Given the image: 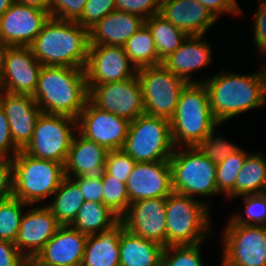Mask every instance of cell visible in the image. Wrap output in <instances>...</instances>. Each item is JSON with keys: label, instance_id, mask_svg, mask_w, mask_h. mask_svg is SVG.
I'll return each instance as SVG.
<instances>
[{"label": "cell", "instance_id": "cell-1", "mask_svg": "<svg viewBox=\"0 0 266 266\" xmlns=\"http://www.w3.org/2000/svg\"><path fill=\"white\" fill-rule=\"evenodd\" d=\"M207 89L214 118L220 123L248 110L266 104V69L240 75L220 71L212 78L201 80Z\"/></svg>", "mask_w": 266, "mask_h": 266}, {"label": "cell", "instance_id": "cell-2", "mask_svg": "<svg viewBox=\"0 0 266 266\" xmlns=\"http://www.w3.org/2000/svg\"><path fill=\"white\" fill-rule=\"evenodd\" d=\"M32 97L43 113L77 119L89 98L84 69L42 66Z\"/></svg>", "mask_w": 266, "mask_h": 266}, {"label": "cell", "instance_id": "cell-3", "mask_svg": "<svg viewBox=\"0 0 266 266\" xmlns=\"http://www.w3.org/2000/svg\"><path fill=\"white\" fill-rule=\"evenodd\" d=\"M30 47L42 66L84 69L88 56L89 31L76 21L50 17Z\"/></svg>", "mask_w": 266, "mask_h": 266}, {"label": "cell", "instance_id": "cell-4", "mask_svg": "<svg viewBox=\"0 0 266 266\" xmlns=\"http://www.w3.org/2000/svg\"><path fill=\"white\" fill-rule=\"evenodd\" d=\"M219 124L213 116L204 84L188 83L181 91L176 111L170 119L174 146H198Z\"/></svg>", "mask_w": 266, "mask_h": 266}, {"label": "cell", "instance_id": "cell-5", "mask_svg": "<svg viewBox=\"0 0 266 266\" xmlns=\"http://www.w3.org/2000/svg\"><path fill=\"white\" fill-rule=\"evenodd\" d=\"M12 167L13 196L28 205L52 196L65 177L63 164L35 158L23 150L12 159Z\"/></svg>", "mask_w": 266, "mask_h": 266}, {"label": "cell", "instance_id": "cell-6", "mask_svg": "<svg viewBox=\"0 0 266 266\" xmlns=\"http://www.w3.org/2000/svg\"><path fill=\"white\" fill-rule=\"evenodd\" d=\"M194 197L172 192L166 201V246L203 243L209 235V209Z\"/></svg>", "mask_w": 266, "mask_h": 266}, {"label": "cell", "instance_id": "cell-7", "mask_svg": "<svg viewBox=\"0 0 266 266\" xmlns=\"http://www.w3.org/2000/svg\"><path fill=\"white\" fill-rule=\"evenodd\" d=\"M174 149L170 120L144 113L130 121L122 150L135 162L169 161Z\"/></svg>", "mask_w": 266, "mask_h": 266}, {"label": "cell", "instance_id": "cell-8", "mask_svg": "<svg viewBox=\"0 0 266 266\" xmlns=\"http://www.w3.org/2000/svg\"><path fill=\"white\" fill-rule=\"evenodd\" d=\"M184 148L182 151L175 147L169 160L173 192L189 197L195 194L208 197L220 193L216 183V163L197 146Z\"/></svg>", "mask_w": 266, "mask_h": 266}, {"label": "cell", "instance_id": "cell-9", "mask_svg": "<svg viewBox=\"0 0 266 266\" xmlns=\"http://www.w3.org/2000/svg\"><path fill=\"white\" fill-rule=\"evenodd\" d=\"M145 114L170 120L178 105L181 91L188 84L164 65L137 69Z\"/></svg>", "mask_w": 266, "mask_h": 266}, {"label": "cell", "instance_id": "cell-10", "mask_svg": "<svg viewBox=\"0 0 266 266\" xmlns=\"http://www.w3.org/2000/svg\"><path fill=\"white\" fill-rule=\"evenodd\" d=\"M77 119L69 116L43 113L38 116L31 141L23 151L35 158L65 165Z\"/></svg>", "mask_w": 266, "mask_h": 266}, {"label": "cell", "instance_id": "cell-11", "mask_svg": "<svg viewBox=\"0 0 266 266\" xmlns=\"http://www.w3.org/2000/svg\"><path fill=\"white\" fill-rule=\"evenodd\" d=\"M224 229L221 266H266V226L235 224Z\"/></svg>", "mask_w": 266, "mask_h": 266}, {"label": "cell", "instance_id": "cell-12", "mask_svg": "<svg viewBox=\"0 0 266 266\" xmlns=\"http://www.w3.org/2000/svg\"><path fill=\"white\" fill-rule=\"evenodd\" d=\"M89 100L99 109L133 121L144 114L141 85L137 74L129 79L103 84H87Z\"/></svg>", "mask_w": 266, "mask_h": 266}, {"label": "cell", "instance_id": "cell-13", "mask_svg": "<svg viewBox=\"0 0 266 266\" xmlns=\"http://www.w3.org/2000/svg\"><path fill=\"white\" fill-rule=\"evenodd\" d=\"M130 121L97 108L89 99L77 118V131L108 151L122 149Z\"/></svg>", "mask_w": 266, "mask_h": 266}, {"label": "cell", "instance_id": "cell-14", "mask_svg": "<svg viewBox=\"0 0 266 266\" xmlns=\"http://www.w3.org/2000/svg\"><path fill=\"white\" fill-rule=\"evenodd\" d=\"M84 71L87 84L123 81L137 74L124 47L115 45H89Z\"/></svg>", "mask_w": 266, "mask_h": 266}, {"label": "cell", "instance_id": "cell-15", "mask_svg": "<svg viewBox=\"0 0 266 266\" xmlns=\"http://www.w3.org/2000/svg\"><path fill=\"white\" fill-rule=\"evenodd\" d=\"M41 67L30 46H8L4 54L0 91L33 95Z\"/></svg>", "mask_w": 266, "mask_h": 266}, {"label": "cell", "instance_id": "cell-16", "mask_svg": "<svg viewBox=\"0 0 266 266\" xmlns=\"http://www.w3.org/2000/svg\"><path fill=\"white\" fill-rule=\"evenodd\" d=\"M49 18V11L14 2L0 16V40L7 46H30Z\"/></svg>", "mask_w": 266, "mask_h": 266}, {"label": "cell", "instance_id": "cell-17", "mask_svg": "<svg viewBox=\"0 0 266 266\" xmlns=\"http://www.w3.org/2000/svg\"><path fill=\"white\" fill-rule=\"evenodd\" d=\"M166 201L152 198L132 202L120 220L135 235L166 247Z\"/></svg>", "mask_w": 266, "mask_h": 266}, {"label": "cell", "instance_id": "cell-18", "mask_svg": "<svg viewBox=\"0 0 266 266\" xmlns=\"http://www.w3.org/2000/svg\"><path fill=\"white\" fill-rule=\"evenodd\" d=\"M126 186L130 203L167 198L173 192L170 162H136Z\"/></svg>", "mask_w": 266, "mask_h": 266}, {"label": "cell", "instance_id": "cell-19", "mask_svg": "<svg viewBox=\"0 0 266 266\" xmlns=\"http://www.w3.org/2000/svg\"><path fill=\"white\" fill-rule=\"evenodd\" d=\"M0 107L9 122L14 144L23 150L31 141L41 110L32 95L0 91Z\"/></svg>", "mask_w": 266, "mask_h": 266}, {"label": "cell", "instance_id": "cell-20", "mask_svg": "<svg viewBox=\"0 0 266 266\" xmlns=\"http://www.w3.org/2000/svg\"><path fill=\"white\" fill-rule=\"evenodd\" d=\"M61 225L45 205L23 214L15 245L23 256L37 255Z\"/></svg>", "mask_w": 266, "mask_h": 266}, {"label": "cell", "instance_id": "cell-21", "mask_svg": "<svg viewBox=\"0 0 266 266\" xmlns=\"http://www.w3.org/2000/svg\"><path fill=\"white\" fill-rule=\"evenodd\" d=\"M108 150L100 144L89 140L79 133L73 137L64 165L66 177L83 176L91 179H102Z\"/></svg>", "mask_w": 266, "mask_h": 266}, {"label": "cell", "instance_id": "cell-22", "mask_svg": "<svg viewBox=\"0 0 266 266\" xmlns=\"http://www.w3.org/2000/svg\"><path fill=\"white\" fill-rule=\"evenodd\" d=\"M175 27L190 35H205L217 19L196 0H161L160 13Z\"/></svg>", "mask_w": 266, "mask_h": 266}, {"label": "cell", "instance_id": "cell-23", "mask_svg": "<svg viewBox=\"0 0 266 266\" xmlns=\"http://www.w3.org/2000/svg\"><path fill=\"white\" fill-rule=\"evenodd\" d=\"M88 235L61 225L37 254L53 266H81Z\"/></svg>", "mask_w": 266, "mask_h": 266}, {"label": "cell", "instance_id": "cell-24", "mask_svg": "<svg viewBox=\"0 0 266 266\" xmlns=\"http://www.w3.org/2000/svg\"><path fill=\"white\" fill-rule=\"evenodd\" d=\"M203 37L204 35L188 36L176 51L162 61V65L187 83H200L192 80L189 74L212 62V49L206 41H202Z\"/></svg>", "mask_w": 266, "mask_h": 266}, {"label": "cell", "instance_id": "cell-25", "mask_svg": "<svg viewBox=\"0 0 266 266\" xmlns=\"http://www.w3.org/2000/svg\"><path fill=\"white\" fill-rule=\"evenodd\" d=\"M144 24L138 15L114 10L89 30V45L123 46Z\"/></svg>", "mask_w": 266, "mask_h": 266}, {"label": "cell", "instance_id": "cell-26", "mask_svg": "<svg viewBox=\"0 0 266 266\" xmlns=\"http://www.w3.org/2000/svg\"><path fill=\"white\" fill-rule=\"evenodd\" d=\"M124 223L88 235L81 266H120L119 241Z\"/></svg>", "mask_w": 266, "mask_h": 266}, {"label": "cell", "instance_id": "cell-27", "mask_svg": "<svg viewBox=\"0 0 266 266\" xmlns=\"http://www.w3.org/2000/svg\"><path fill=\"white\" fill-rule=\"evenodd\" d=\"M164 248L124 227L119 241L120 266H160Z\"/></svg>", "mask_w": 266, "mask_h": 266}, {"label": "cell", "instance_id": "cell-28", "mask_svg": "<svg viewBox=\"0 0 266 266\" xmlns=\"http://www.w3.org/2000/svg\"><path fill=\"white\" fill-rule=\"evenodd\" d=\"M262 193H266V159L261 153L249 154L236 177L234 188L226 196Z\"/></svg>", "mask_w": 266, "mask_h": 266}, {"label": "cell", "instance_id": "cell-29", "mask_svg": "<svg viewBox=\"0 0 266 266\" xmlns=\"http://www.w3.org/2000/svg\"><path fill=\"white\" fill-rule=\"evenodd\" d=\"M53 195L47 207L60 225L69 226L85 202L82 192L71 178L65 176Z\"/></svg>", "mask_w": 266, "mask_h": 266}, {"label": "cell", "instance_id": "cell-30", "mask_svg": "<svg viewBox=\"0 0 266 266\" xmlns=\"http://www.w3.org/2000/svg\"><path fill=\"white\" fill-rule=\"evenodd\" d=\"M119 221L120 217L103 203L85 201L69 226L86 235H92L110 229Z\"/></svg>", "mask_w": 266, "mask_h": 266}, {"label": "cell", "instance_id": "cell-31", "mask_svg": "<svg viewBox=\"0 0 266 266\" xmlns=\"http://www.w3.org/2000/svg\"><path fill=\"white\" fill-rule=\"evenodd\" d=\"M145 25L152 34L157 55L161 61L176 51L188 37L184 31L175 27L160 14L145 20Z\"/></svg>", "mask_w": 266, "mask_h": 266}, {"label": "cell", "instance_id": "cell-32", "mask_svg": "<svg viewBox=\"0 0 266 266\" xmlns=\"http://www.w3.org/2000/svg\"><path fill=\"white\" fill-rule=\"evenodd\" d=\"M123 47L136 69L162 64L152 34L145 24L126 41Z\"/></svg>", "mask_w": 266, "mask_h": 266}, {"label": "cell", "instance_id": "cell-33", "mask_svg": "<svg viewBox=\"0 0 266 266\" xmlns=\"http://www.w3.org/2000/svg\"><path fill=\"white\" fill-rule=\"evenodd\" d=\"M28 206L25 202L12 196L0 201V240L15 243L21 219L23 208Z\"/></svg>", "mask_w": 266, "mask_h": 266}, {"label": "cell", "instance_id": "cell-34", "mask_svg": "<svg viewBox=\"0 0 266 266\" xmlns=\"http://www.w3.org/2000/svg\"><path fill=\"white\" fill-rule=\"evenodd\" d=\"M249 154L239 148L228 158L216 164L217 190L227 195L235 185L236 177Z\"/></svg>", "mask_w": 266, "mask_h": 266}, {"label": "cell", "instance_id": "cell-35", "mask_svg": "<svg viewBox=\"0 0 266 266\" xmlns=\"http://www.w3.org/2000/svg\"><path fill=\"white\" fill-rule=\"evenodd\" d=\"M102 184L103 204L121 218L127 212L130 204L126 183L105 171Z\"/></svg>", "mask_w": 266, "mask_h": 266}, {"label": "cell", "instance_id": "cell-36", "mask_svg": "<svg viewBox=\"0 0 266 266\" xmlns=\"http://www.w3.org/2000/svg\"><path fill=\"white\" fill-rule=\"evenodd\" d=\"M201 244L166 246L160 266H203L200 254Z\"/></svg>", "mask_w": 266, "mask_h": 266}, {"label": "cell", "instance_id": "cell-37", "mask_svg": "<svg viewBox=\"0 0 266 266\" xmlns=\"http://www.w3.org/2000/svg\"><path fill=\"white\" fill-rule=\"evenodd\" d=\"M244 204V215H236L231 218L235 224L244 225H255V226H266V193L243 195Z\"/></svg>", "mask_w": 266, "mask_h": 266}, {"label": "cell", "instance_id": "cell-38", "mask_svg": "<svg viewBox=\"0 0 266 266\" xmlns=\"http://www.w3.org/2000/svg\"><path fill=\"white\" fill-rule=\"evenodd\" d=\"M214 132L215 131L209 134L197 147L207 158L218 164L228 158L240 147L227 142L224 140L225 138L220 135H217L218 137L214 136Z\"/></svg>", "mask_w": 266, "mask_h": 266}, {"label": "cell", "instance_id": "cell-39", "mask_svg": "<svg viewBox=\"0 0 266 266\" xmlns=\"http://www.w3.org/2000/svg\"><path fill=\"white\" fill-rule=\"evenodd\" d=\"M116 0H88L84 6L82 15L76 20L88 31L102 18L116 10Z\"/></svg>", "mask_w": 266, "mask_h": 266}, {"label": "cell", "instance_id": "cell-40", "mask_svg": "<svg viewBox=\"0 0 266 266\" xmlns=\"http://www.w3.org/2000/svg\"><path fill=\"white\" fill-rule=\"evenodd\" d=\"M136 162L122 149L110 150L107 154L105 170L114 178L127 183Z\"/></svg>", "mask_w": 266, "mask_h": 266}, {"label": "cell", "instance_id": "cell-41", "mask_svg": "<svg viewBox=\"0 0 266 266\" xmlns=\"http://www.w3.org/2000/svg\"><path fill=\"white\" fill-rule=\"evenodd\" d=\"M116 10L138 15L143 19L160 13L161 0H116Z\"/></svg>", "mask_w": 266, "mask_h": 266}, {"label": "cell", "instance_id": "cell-42", "mask_svg": "<svg viewBox=\"0 0 266 266\" xmlns=\"http://www.w3.org/2000/svg\"><path fill=\"white\" fill-rule=\"evenodd\" d=\"M88 0H51L49 7L50 17L76 21L83 12Z\"/></svg>", "mask_w": 266, "mask_h": 266}, {"label": "cell", "instance_id": "cell-43", "mask_svg": "<svg viewBox=\"0 0 266 266\" xmlns=\"http://www.w3.org/2000/svg\"><path fill=\"white\" fill-rule=\"evenodd\" d=\"M78 186L84 201H95L103 203V184L102 179H91L83 176L71 178Z\"/></svg>", "mask_w": 266, "mask_h": 266}, {"label": "cell", "instance_id": "cell-44", "mask_svg": "<svg viewBox=\"0 0 266 266\" xmlns=\"http://www.w3.org/2000/svg\"><path fill=\"white\" fill-rule=\"evenodd\" d=\"M19 151L20 149L14 144L11 137L9 122L5 112L0 107V159H13Z\"/></svg>", "mask_w": 266, "mask_h": 266}, {"label": "cell", "instance_id": "cell-45", "mask_svg": "<svg viewBox=\"0 0 266 266\" xmlns=\"http://www.w3.org/2000/svg\"><path fill=\"white\" fill-rule=\"evenodd\" d=\"M257 12L254 15V43L258 47L260 55L266 54V4L258 2Z\"/></svg>", "mask_w": 266, "mask_h": 266}, {"label": "cell", "instance_id": "cell-46", "mask_svg": "<svg viewBox=\"0 0 266 266\" xmlns=\"http://www.w3.org/2000/svg\"><path fill=\"white\" fill-rule=\"evenodd\" d=\"M13 196L12 159H0V201Z\"/></svg>", "mask_w": 266, "mask_h": 266}, {"label": "cell", "instance_id": "cell-47", "mask_svg": "<svg viewBox=\"0 0 266 266\" xmlns=\"http://www.w3.org/2000/svg\"><path fill=\"white\" fill-rule=\"evenodd\" d=\"M205 6L210 13L218 20L220 14L229 13V14H239L240 7L237 4L236 0H196Z\"/></svg>", "mask_w": 266, "mask_h": 266}, {"label": "cell", "instance_id": "cell-48", "mask_svg": "<svg viewBox=\"0 0 266 266\" xmlns=\"http://www.w3.org/2000/svg\"><path fill=\"white\" fill-rule=\"evenodd\" d=\"M22 259L14 243L0 240V266H20Z\"/></svg>", "mask_w": 266, "mask_h": 266}, {"label": "cell", "instance_id": "cell-49", "mask_svg": "<svg viewBox=\"0 0 266 266\" xmlns=\"http://www.w3.org/2000/svg\"><path fill=\"white\" fill-rule=\"evenodd\" d=\"M14 2L49 11L51 0H14Z\"/></svg>", "mask_w": 266, "mask_h": 266}, {"label": "cell", "instance_id": "cell-50", "mask_svg": "<svg viewBox=\"0 0 266 266\" xmlns=\"http://www.w3.org/2000/svg\"><path fill=\"white\" fill-rule=\"evenodd\" d=\"M20 266H53L49 263H46L37 255L23 256Z\"/></svg>", "mask_w": 266, "mask_h": 266}, {"label": "cell", "instance_id": "cell-51", "mask_svg": "<svg viewBox=\"0 0 266 266\" xmlns=\"http://www.w3.org/2000/svg\"><path fill=\"white\" fill-rule=\"evenodd\" d=\"M7 45H5L1 40H0V77L3 72V63H4V54L7 49Z\"/></svg>", "mask_w": 266, "mask_h": 266}, {"label": "cell", "instance_id": "cell-52", "mask_svg": "<svg viewBox=\"0 0 266 266\" xmlns=\"http://www.w3.org/2000/svg\"><path fill=\"white\" fill-rule=\"evenodd\" d=\"M13 3L14 0H0V16L5 13Z\"/></svg>", "mask_w": 266, "mask_h": 266}, {"label": "cell", "instance_id": "cell-53", "mask_svg": "<svg viewBox=\"0 0 266 266\" xmlns=\"http://www.w3.org/2000/svg\"><path fill=\"white\" fill-rule=\"evenodd\" d=\"M259 2L266 4V0H259Z\"/></svg>", "mask_w": 266, "mask_h": 266}]
</instances>
